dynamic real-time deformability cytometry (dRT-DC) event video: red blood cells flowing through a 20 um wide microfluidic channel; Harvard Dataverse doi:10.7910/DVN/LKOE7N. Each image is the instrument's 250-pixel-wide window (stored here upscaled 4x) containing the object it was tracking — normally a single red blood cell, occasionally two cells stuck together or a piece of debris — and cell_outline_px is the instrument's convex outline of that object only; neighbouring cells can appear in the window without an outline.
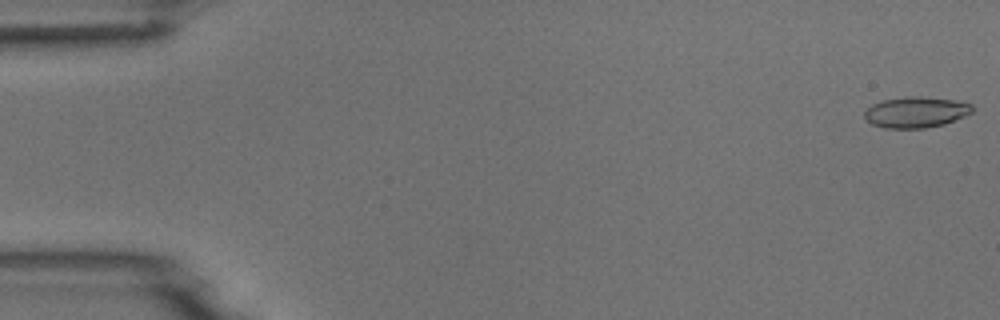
{"species": "common noctule bat (a hibernating species)", "species_latin": "Nyctalus noctula", "temperature_condition": "room temperature", "stored_images_in_passage": 5, "camera_frame_rate_fps": 3000, "um_per_image_px": 0.085, "animal": {"sex": "male", "body_mass_g": 18.8}, "frame": {"image": 1, "passage_image": 1, "time_ms": 0.0, "image_size_px": [1000, 320], "cell_outline_px": [[972, 112], [964, 116], [944, 124], [924, 128], [884, 128], [872, 124], [864, 116], [864, 112], [872, 104], [884, 100], [904, 96], [920, 96], [956, 100], [972, 104]], "centroid_in_image_um": [77.85, 9.53], "position_along_channel_um": 7.2, "area_um2": 19.36}}
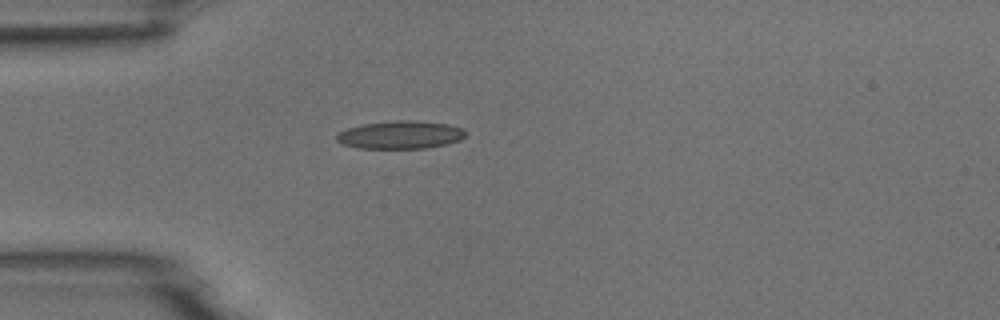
{"frame": {"image": 2, "passage_image": 5, "time_ms": 4.667, "image_size_px": [1000, 320], "cell_outline_px": [[464, 136], [460, 140], [448, 144], [428, 148], [360, 148], [344, 144], [336, 140], [336, 136], [340, 132], [348, 128], [364, 124], [396, 120], [412, 120], [448, 124], [464, 128]], "centroid_in_image_um": [34.07, 11.46], "position_along_channel_um": 50.9, "area_um2": 20.87}}